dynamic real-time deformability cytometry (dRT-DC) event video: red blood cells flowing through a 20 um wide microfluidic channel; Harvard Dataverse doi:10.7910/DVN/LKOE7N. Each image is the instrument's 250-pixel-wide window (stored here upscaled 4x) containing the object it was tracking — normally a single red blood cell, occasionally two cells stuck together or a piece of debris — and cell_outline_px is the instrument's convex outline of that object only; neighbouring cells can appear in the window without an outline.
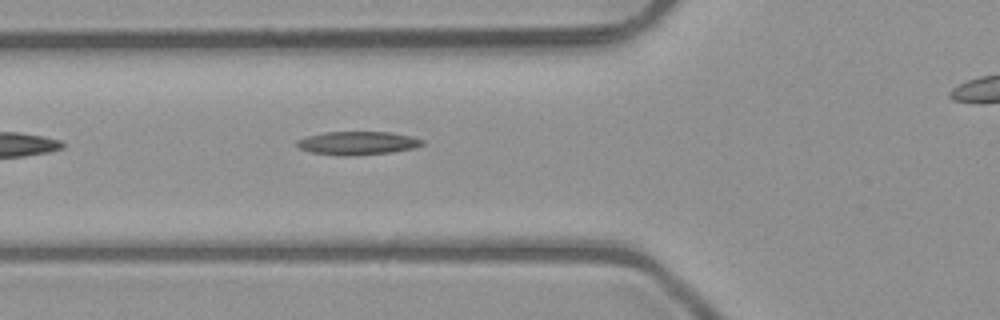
{"species": "common noctule bat (a hibernating species)", "species_latin": "Nyctalus noctula", "temperature_condition": "room temperature", "stored_images_in_passage": 13, "camera_frame_rate_fps": 3000, "um_per_image_px": 0.085, "animal": {"sex": "male", "body_mass_g": 23.1, "forearm_length_mm": 52.7}, "frame": {"image": 1, "passage_image": 4, "time_ms": 1.0, "image_size_px": [1000, 320], "cell_outline_px": [[424, 144], [416, 148], [392, 152], [356, 156], [340, 156], [312, 152], [300, 148], [296, 144], [296, 140], [308, 136], [324, 132], [388, 132], [412, 136], [424, 140]], "centroid_in_image_um": [30.43, 12.17], "position_along_channel_um": 95.4, "area_um2": 17.22}}
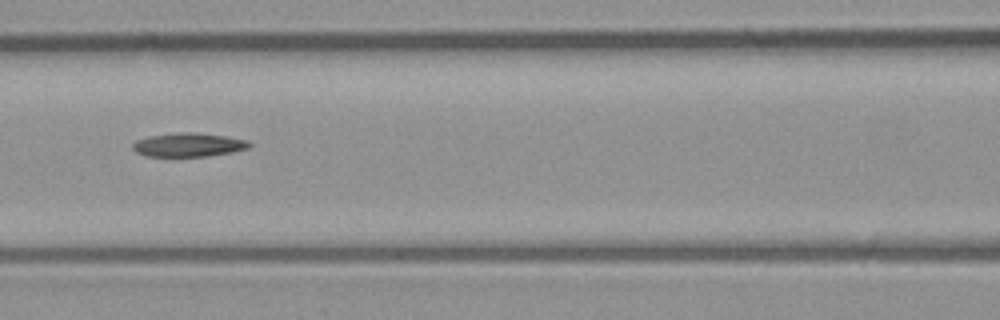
{"frame": {"image": 2, "passage_image": 8, "time_ms": 2.333, "image_size_px": [1000, 320], "cell_outline_px": [[252, 144], [248, 148], [232, 152], [208, 156], [144, 156], [136, 152], [132, 148], [132, 144], [136, 140], [148, 136], [184, 132], [188, 132], [224, 136], [248, 140]], "centroid_in_image_um": [16.0, 12.32], "position_along_channel_um": 150.6, "area_um2": 16.01}}
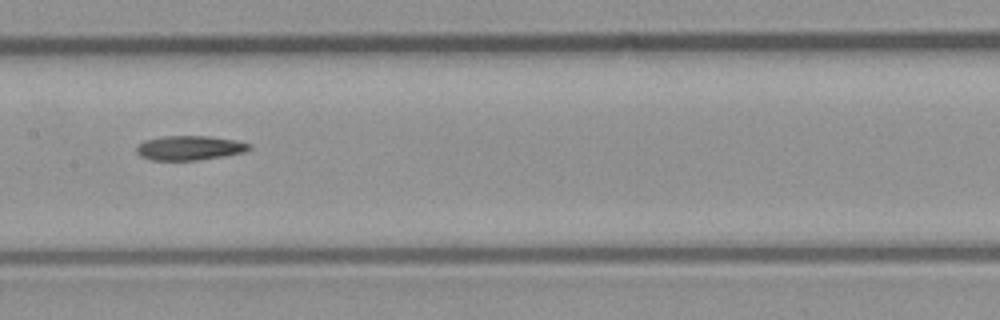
{"frame": {"image": 3, "passage_image": 11, "time_ms": 3.333, "image_size_px": [1000, 320], "cell_outline_px": [[252, 148], [244, 152], [196, 160], [152, 160], [140, 156], [136, 152], [136, 148], [140, 144], [148, 140], [164, 136], [208, 136], [236, 140], [252, 144]], "centroid_in_image_um": [16.14, 12.57], "position_along_channel_um": 191.3, "area_um2": 15.84}}